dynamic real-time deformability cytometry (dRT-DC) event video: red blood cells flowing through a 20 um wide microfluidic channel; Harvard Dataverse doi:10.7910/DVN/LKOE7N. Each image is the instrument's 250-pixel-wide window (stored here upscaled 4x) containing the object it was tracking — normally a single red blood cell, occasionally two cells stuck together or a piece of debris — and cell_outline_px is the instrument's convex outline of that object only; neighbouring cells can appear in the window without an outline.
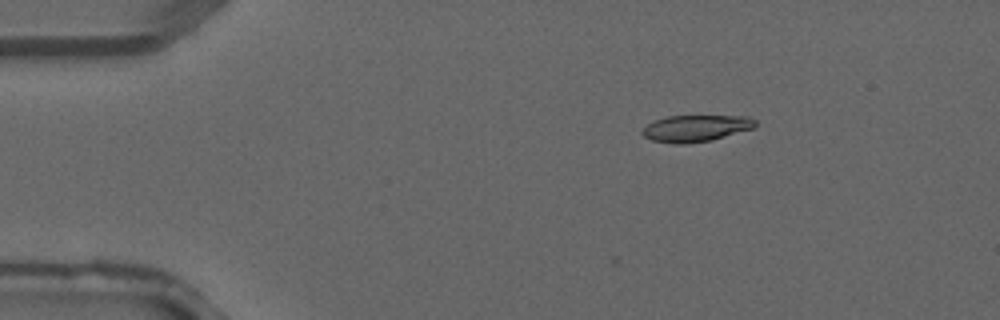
{"species": "common noctule bat (a hibernating species)", "species_latin": "Nyctalus noctula", "temperature_condition": "warm", "stored_images_in_passage": 3, "camera_frame_rate_fps": 3000, "um_per_image_px": 0.085, "animal": {"sex": "male", "forearm_length_mm": 52.5}, "frame": {"image": 1, "passage_image": 2, "time_ms": 0.333, "image_size_px": [1000, 320], "cell_outline_px": [[756, 128], [712, 140], [688, 144], [676, 144], [652, 140], [644, 136], [640, 132], [652, 120], [668, 116], [748, 116], [756, 120]], "centroid_in_image_um": [59.16, 10.91], "position_along_channel_um": 25.8, "area_um2": 17.74}}
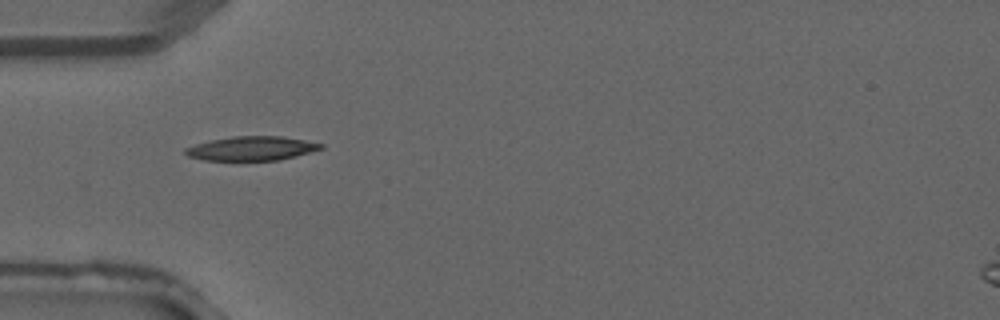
{"frame": {"image": 2, "passage_image": 3, "time_ms": 0.667, "image_size_px": [1000, 320], "cell_outline_px": [[324, 148], [280, 160], [204, 160], [188, 156], [184, 152], [184, 148], [196, 144], [212, 140], [232, 136], [280, 136], [304, 140], [324, 144]], "centroid_in_image_um": [21.38, 12.61], "position_along_channel_um": 63.6, "area_um2": 18.9}}